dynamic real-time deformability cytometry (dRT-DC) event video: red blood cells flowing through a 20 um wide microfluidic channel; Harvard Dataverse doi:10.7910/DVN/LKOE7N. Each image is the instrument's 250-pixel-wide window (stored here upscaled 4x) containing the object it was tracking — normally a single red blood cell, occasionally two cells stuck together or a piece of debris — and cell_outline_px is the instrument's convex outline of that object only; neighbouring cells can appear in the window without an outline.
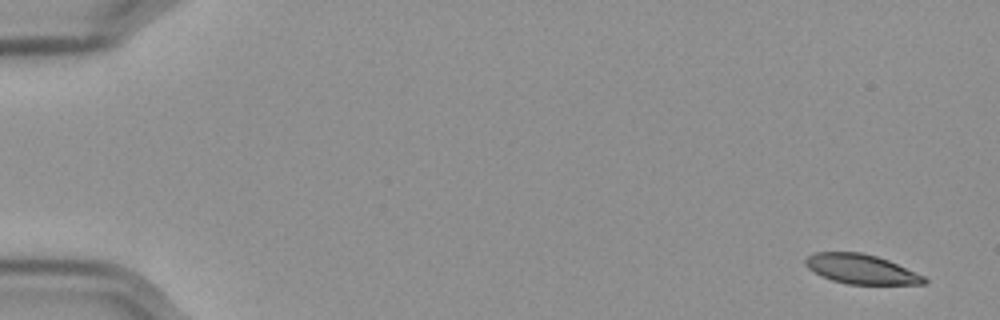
{"species": "Egyptian fruit bat (a non-hibernating species)", "species_latin": "Rousettus aegyptiacus", "temperature_condition": "cold", "stored_images_in_passage": 56, "camera_frame_rate_fps": 3000, "um_per_image_px": 0.085, "frame": {"image": 1, "passage_image": 1, "time_ms": 0.0, "image_size_px": [1000, 320], "cell_outline_px": [[928, 280], [924, 284], [848, 284], [832, 280], [820, 276], [808, 268], [804, 264], [804, 260], [808, 256], [816, 252], [860, 252], [876, 256], [888, 260], [924, 276]], "centroid_in_image_um": [73.16, 22.87], "position_along_channel_um": 11.8, "area_um2": 20.35}}
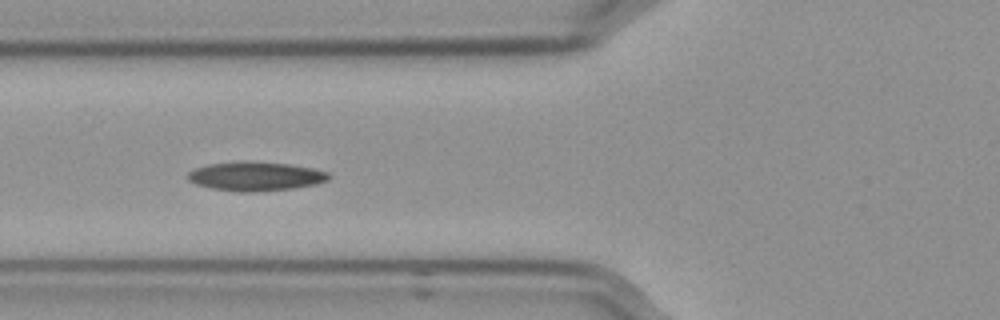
{"frame": {"image": 2, "passage_image": 21, "time_ms": 6.667, "image_size_px": [1000, 320], "cell_outline_px": [[332, 176], [328, 180], [316, 184], [292, 188], [252, 192], [240, 192], [212, 188], [196, 184], [188, 180], [188, 172], [196, 168], [208, 164], [288, 164], [312, 168], [328, 172]], "centroid_in_image_um": [21.77, 15.03], "position_along_channel_um": 104.0, "area_um2": 22.72}}
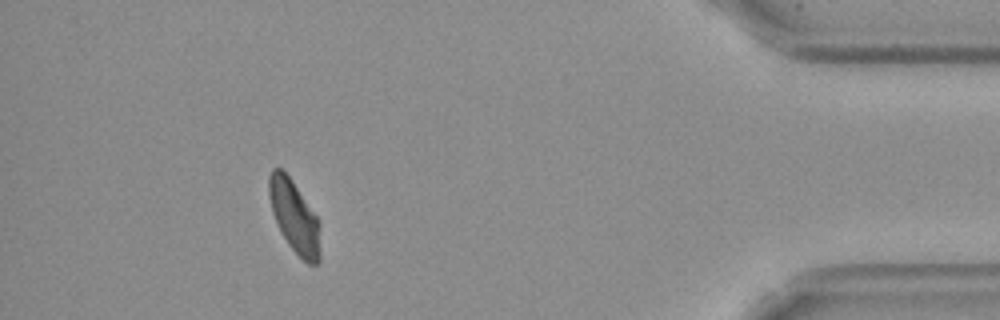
{"frame": {"image": 3, "passage_image": 51, "time_ms": 16.667, "image_size_px": [1000, 320], "cell_outline_px": [[320, 260], [316, 264], [308, 264], [288, 244], [272, 212], [268, 196], [268, 176], [272, 168], [280, 168], [292, 180], [316, 216], [320, 252]], "centroid_in_image_um": [24.98, 18.38], "position_along_channel_um": 410.2, "area_um2": 20.92}, "authors_computed_cell_mechanics": {"area_um2": 22.2241, "velocity_mm_per_s": 3.557, "shape_relaxation_time_tau1_ms": 10.826, "shape_relaxation_time_tau2_ms": null, "deformation_change_tau1": 0.1903, "deformation_change_tau2": null}}